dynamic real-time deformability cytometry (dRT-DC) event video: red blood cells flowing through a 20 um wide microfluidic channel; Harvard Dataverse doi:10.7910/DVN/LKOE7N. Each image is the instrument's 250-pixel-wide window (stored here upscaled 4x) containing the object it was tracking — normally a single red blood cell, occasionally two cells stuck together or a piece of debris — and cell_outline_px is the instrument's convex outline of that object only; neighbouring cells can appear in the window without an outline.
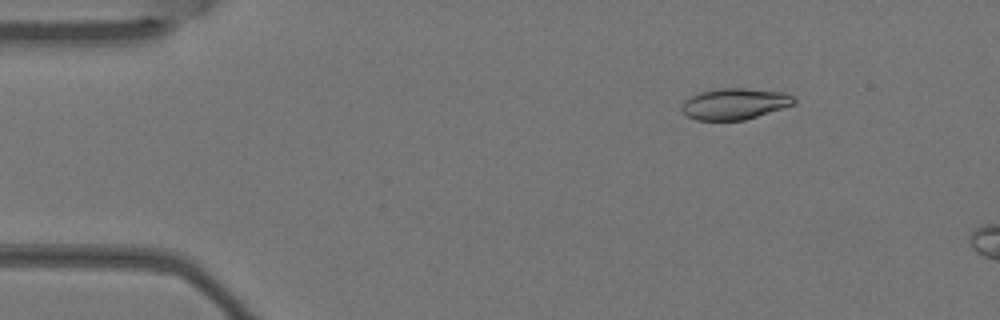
{"species": "Egyptian fruit bat (a non-hibernating species)", "species_latin": "Rousettus aegyptiacus", "temperature_condition": "warm", "stored_images_in_passage": 4, "camera_frame_rate_fps": 3000, "um_per_image_px": 0.085, "animal": {"sex": "female"}, "frame": {"image": 1, "passage_image": 2, "time_ms": 0.333, "image_size_px": [1000, 320], "cell_outline_px": [[796, 104], [744, 120], [696, 120], [688, 116], [680, 108], [684, 100], [688, 96], [696, 92], [720, 88], [744, 88], [784, 92], [792, 96], [796, 100]], "centroid_in_image_um": [62.42, 8.81], "position_along_channel_um": 22.6, "area_um2": 20.58}}